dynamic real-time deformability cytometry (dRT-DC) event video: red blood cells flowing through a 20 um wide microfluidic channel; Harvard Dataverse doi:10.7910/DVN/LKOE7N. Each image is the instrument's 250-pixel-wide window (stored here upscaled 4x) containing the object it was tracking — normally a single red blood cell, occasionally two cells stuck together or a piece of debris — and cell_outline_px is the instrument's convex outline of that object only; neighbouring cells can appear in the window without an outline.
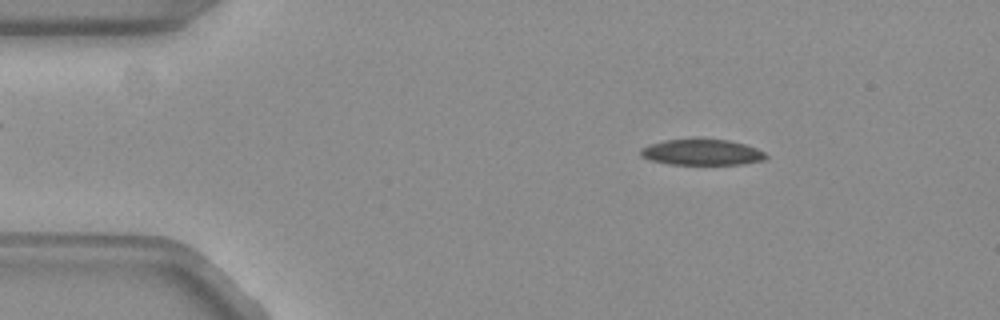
{"species": "common noctule bat (a hibernating species)", "species_latin": "Nyctalus noctula", "temperature_condition": "warm", "stored_images_in_passage": 52, "camera_frame_rate_fps": 3000, "um_per_image_px": 0.085, "animal": {"sex": "female", "body_mass_g": 19.3, "forearm_length_mm": 54.1}, "frame": {"image": 1, "passage_image": 7, "time_ms": 2.0, "image_size_px": [1000, 320], "cell_outline_px": [[768, 156], [764, 160], [740, 164], [668, 164], [648, 160], [640, 156], [640, 152], [644, 148], [652, 144], [668, 140], [728, 140], [744, 144], [756, 148], [764, 152]], "centroid_in_image_um": [59.68, 12.96], "position_along_channel_um": 25.3, "area_um2": 18.44}}
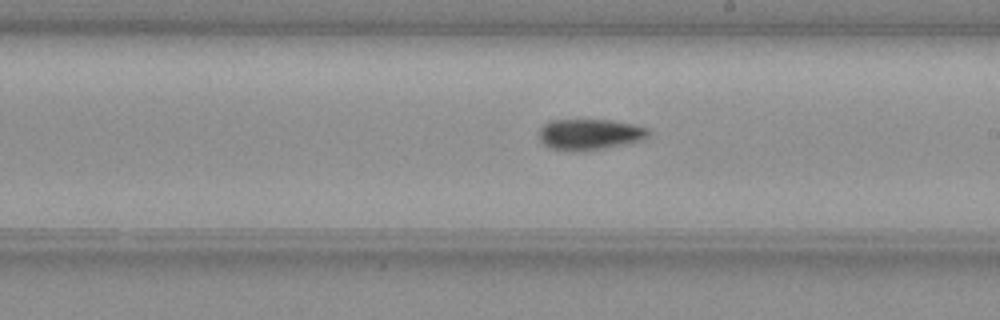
{"frame": {"image": 2, "passage_image": 29, "time_ms": 9.333, "image_size_px": [1000, 320], "cell_outline_px": [[652, 132], [648, 136], [640, 140], [624, 144], [584, 152], [564, 152], [548, 148], [540, 140], [540, 128], [548, 120], [608, 120], [636, 124], [648, 128]], "centroid_in_image_um": [50.1, 11.44], "position_along_channel_um": 238.9, "area_um2": 20.11}}
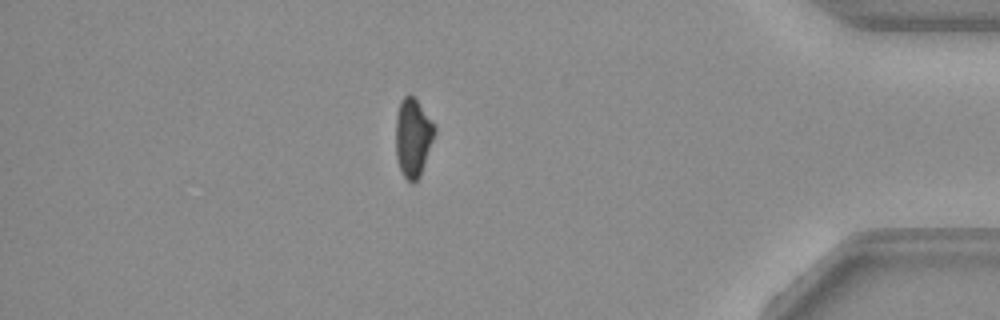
{"frame": {"image": 3, "passage_image": 45, "time_ms": 14.667, "image_size_px": [1000, 320], "cell_outline_px": [[436, 128], [420, 176], [412, 184], [404, 176], [400, 168], [396, 156], [396, 116], [400, 100], [408, 92], [416, 100]], "centroid_in_image_um": [35.07, 11.67], "position_along_channel_um": 400.1, "area_um2": 17.34}}